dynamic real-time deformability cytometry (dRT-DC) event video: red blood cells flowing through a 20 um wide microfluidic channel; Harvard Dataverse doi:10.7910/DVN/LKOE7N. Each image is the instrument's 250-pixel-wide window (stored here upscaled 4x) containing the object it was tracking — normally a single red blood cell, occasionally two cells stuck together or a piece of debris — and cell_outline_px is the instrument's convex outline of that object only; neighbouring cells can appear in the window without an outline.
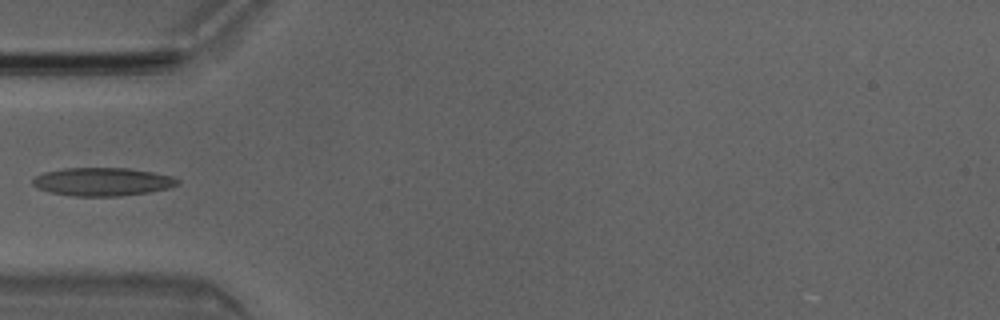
{"species": "Egyptian fruit bat (a non-hibernating species)", "species_latin": "Rousettus aegyptiacus", "temperature_condition": "room temperature", "stored_images_in_passage": 3, "camera_frame_rate_fps": 3000, "um_per_image_px": 0.085, "animal": {"sex": "male"}, "frame": {"image": 1, "passage_image": 1, "time_ms": 0.0, "image_size_px": [1000, 320], "cell_outline_px": [[180, 184], [168, 188], [148, 192], [120, 196], [72, 196], [48, 192], [36, 188], [32, 184], [32, 180], [36, 176], [44, 172], [64, 168], [128, 168], [152, 172], [172, 176], [180, 180]], "centroid_in_image_um": [8.69, 15.45], "position_along_channel_um": 76.3, "area_um2": 23.93}}